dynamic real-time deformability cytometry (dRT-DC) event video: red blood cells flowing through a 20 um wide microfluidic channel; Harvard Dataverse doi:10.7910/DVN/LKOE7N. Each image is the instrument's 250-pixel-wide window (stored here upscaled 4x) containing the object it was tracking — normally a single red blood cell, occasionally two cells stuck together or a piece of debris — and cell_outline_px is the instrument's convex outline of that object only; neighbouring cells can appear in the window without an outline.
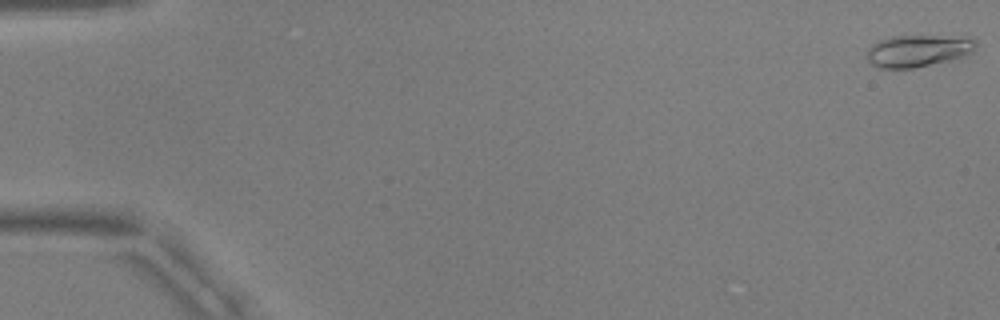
{"species": "common noctule bat (a hibernating species)", "species_latin": "Nyctalus noctula", "temperature_condition": "warm", "stored_images_in_passage": 15, "camera_frame_rate_fps": 3000, "um_per_image_px": 0.085, "animal": {"sex": "male", "body_mass_g": 17.9, "forearm_length_mm": 54.2}, "frame": {"image": 1, "passage_image": 1, "time_ms": 0.0, "image_size_px": [1000, 320], "cell_outline_px": [[976, 48], [972, 52], [960, 56], [912, 68], [876, 68], [868, 60], [868, 48], [872, 44], [880, 40], [892, 36], [932, 36], [976, 40]], "centroid_in_image_um": [77.92, 4.32], "position_along_channel_um": 7.1, "area_um2": 19.48}}